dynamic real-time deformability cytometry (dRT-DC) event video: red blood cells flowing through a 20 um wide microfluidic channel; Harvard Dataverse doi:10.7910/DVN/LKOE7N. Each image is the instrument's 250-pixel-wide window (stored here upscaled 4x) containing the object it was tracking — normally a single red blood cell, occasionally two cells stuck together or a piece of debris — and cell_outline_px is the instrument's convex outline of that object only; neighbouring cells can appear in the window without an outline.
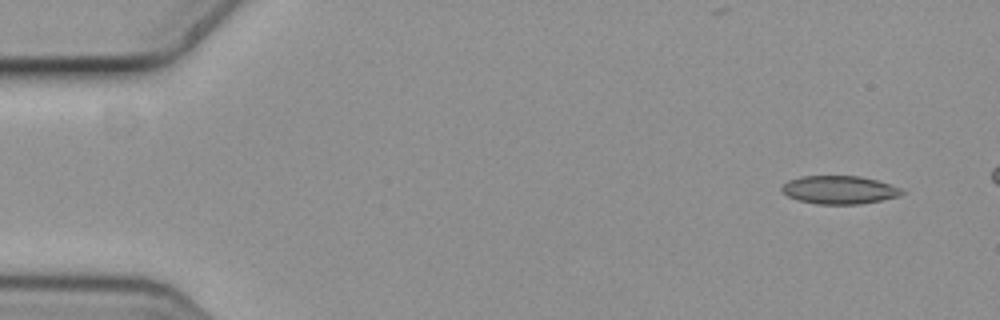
{"species": "common noctule bat (a hibernating species)", "species_latin": "Nyctalus noctula", "temperature_condition": "cold", "stored_images_in_passage": 6, "camera_frame_rate_fps": 3000, "um_per_image_px": 0.085, "animal": {"sex": "female", "body_mass_g": 19.3, "forearm_length_mm": 54.1}, "frame": {"image": 1, "passage_image": 1, "time_ms": 0.0, "image_size_px": [1000, 320], "cell_outline_px": [[904, 192], [900, 196], [860, 204], [816, 204], [800, 200], [788, 196], [780, 188], [788, 180], [800, 176], [860, 176], [876, 180], [900, 188]], "centroid_in_image_um": [71.32, 16.13], "position_along_channel_um": 13.7, "area_um2": 19.54}}
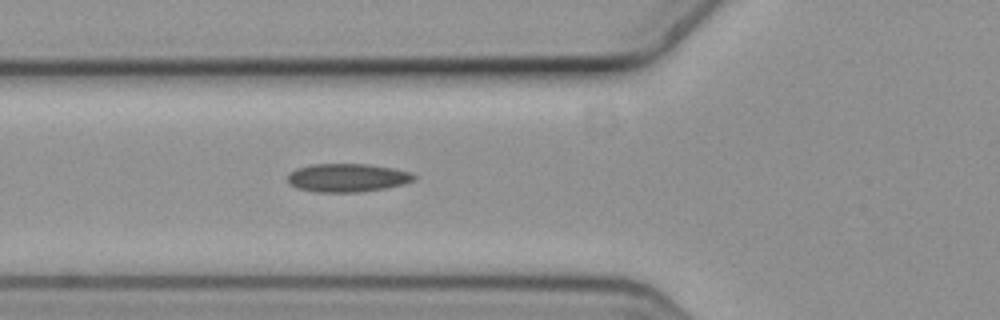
{"frame": {"image": 2, "passage_image": 6, "time_ms": 1.667, "image_size_px": [1000, 320], "cell_outline_px": [[416, 180], [404, 184], [384, 188], [360, 192], [316, 192], [296, 188], [288, 184], [288, 172], [296, 168], [312, 164], [368, 164], [392, 168], [412, 172], [416, 176]], "centroid_in_image_um": [29.51, 15.11], "position_along_channel_um": 96.3, "area_um2": 21.1}}